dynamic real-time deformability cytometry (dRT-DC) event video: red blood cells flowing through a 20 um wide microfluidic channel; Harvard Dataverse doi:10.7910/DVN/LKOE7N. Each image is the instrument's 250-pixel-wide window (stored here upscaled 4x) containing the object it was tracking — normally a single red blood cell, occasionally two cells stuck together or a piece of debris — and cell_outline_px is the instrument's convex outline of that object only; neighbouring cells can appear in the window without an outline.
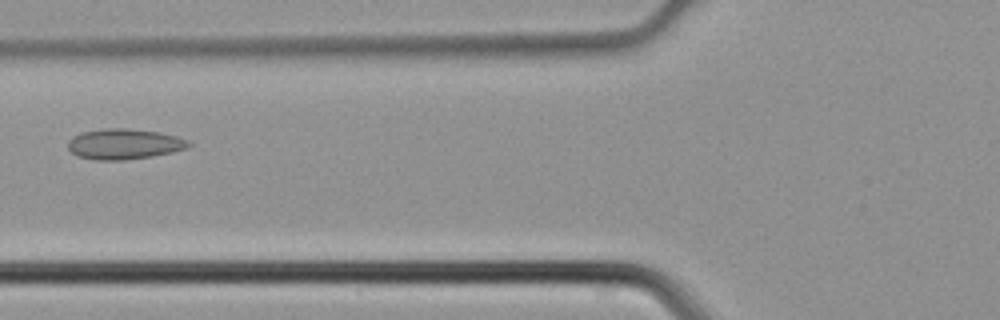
{"species": "common noctule bat (a hibernating species)", "species_latin": "Nyctalus noctula", "temperature_condition": "cold", "stored_images_in_passage": 44, "camera_frame_rate_fps": 3000, "um_per_image_px": 0.085, "animal": {"sex": "male", "body_mass_g": 21.5, "forearm_length_mm": 52.0}, "frame": {"image": 1, "passage_image": 17, "time_ms": 5.333, "image_size_px": [1000, 320], "cell_outline_px": [[192, 144], [188, 148], [172, 152], [152, 156], [124, 160], [92, 160], [76, 156], [68, 148], [68, 140], [72, 136], [80, 132], [104, 128], [124, 128], [160, 132], [176, 136], [188, 140]], "centroid_in_image_um": [10.53, 12.24], "position_along_channel_um": 115.3, "area_um2": 21.68}}
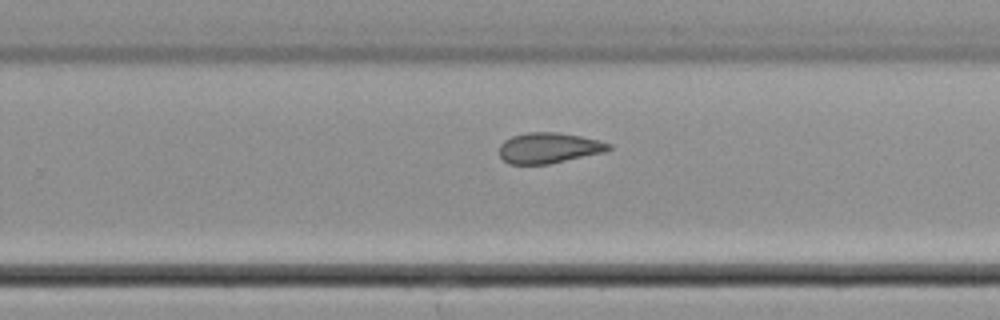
{"frame": {"image": 2, "passage_image": 28, "time_ms": 9.0, "image_size_px": [1000, 320], "cell_outline_px": [[612, 148], [604, 152], [548, 164], [508, 164], [500, 156], [500, 144], [504, 140], [512, 136], [528, 132], [560, 132], [600, 140], [612, 144]], "centroid_in_image_um": [46.66, 12.56], "position_along_channel_um": 283.1, "area_um2": 19.54}}
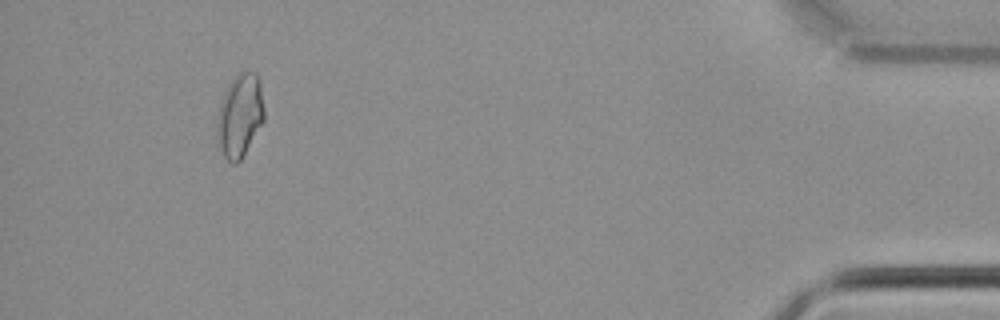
{"frame": {"image": 3, "passage_image": 41, "time_ms": 13.333, "image_size_px": [1000, 320], "cell_outline_px": [[264, 120], [240, 160], [236, 164], [232, 164], [224, 156], [216, 136], [216, 124], [220, 104], [224, 92], [228, 84], [240, 72], [256, 72], [260, 80], [264, 108]], "centroid_in_image_um": [20.38, 9.81], "position_along_channel_um": 414.8, "area_um2": 22.72}}